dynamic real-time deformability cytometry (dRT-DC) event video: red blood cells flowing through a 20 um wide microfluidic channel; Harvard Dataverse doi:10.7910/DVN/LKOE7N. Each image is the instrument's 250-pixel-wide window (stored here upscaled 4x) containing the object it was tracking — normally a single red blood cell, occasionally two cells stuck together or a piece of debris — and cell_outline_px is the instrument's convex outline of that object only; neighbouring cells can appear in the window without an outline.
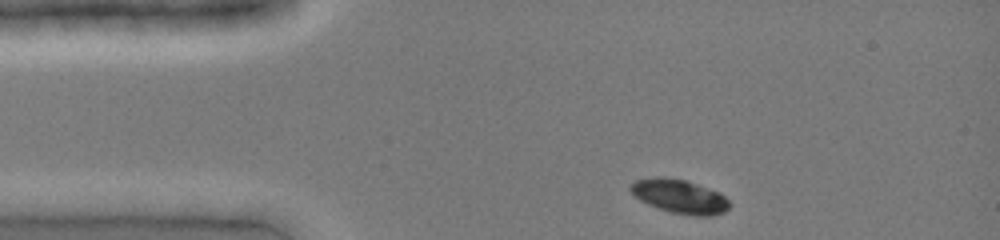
{"species": "common noctule bat (a hibernating species)", "species_latin": "Nyctalus noctula", "temperature_condition": "cold", "stored_images_in_passage": 31, "camera_frame_rate_fps": 3000, "um_per_image_px": 0.085, "animal": {"sex": "female", "body_mass_g": 19.0, "forearm_length_mm": 51.5}, "frame": {"image": 1, "passage_image": 1, "time_ms": 0.0, "image_size_px": [1000, 240], "cell_outline_px": [[732, 204], [724, 212], [712, 216], [692, 216], [672, 212], [648, 204], [640, 200], [628, 188], [636, 180], [656, 176], [664, 176], [684, 180], [720, 192]], "centroid_in_image_um": [57.79, 16.69], "position_along_channel_um": 27.2, "area_um2": 19.48}}
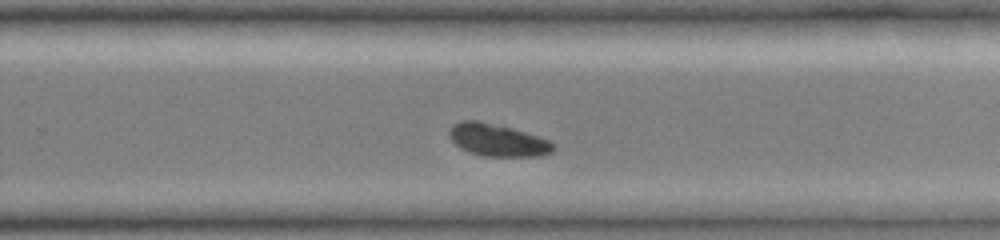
{"frame": {"image": 2, "passage_image": 21, "time_ms": 6.667, "image_size_px": [1000, 240], "cell_outline_px": [[556, 148], [552, 152], [540, 156], [484, 156], [468, 152], [460, 148], [448, 136], [448, 132], [452, 124], [460, 120], [480, 120], [512, 128], [548, 140], [556, 144]], "centroid_in_image_um": [42.26, 11.9], "position_along_channel_um": 287.5, "area_um2": 19.77}}
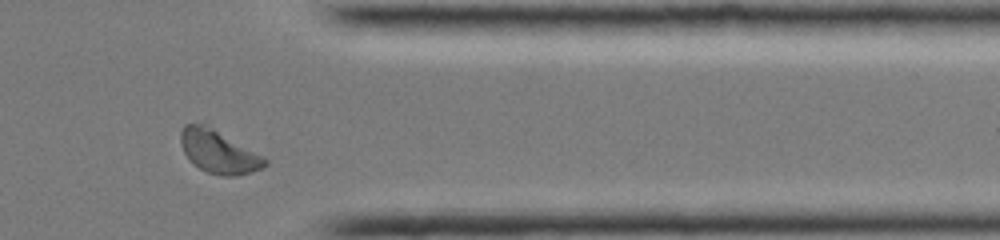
{"frame": {"image": 3, "passage_image": 28, "time_ms": 9.0, "image_size_px": [1000, 240], "cell_outline_px": [[268, 164], [252, 172], [236, 176], [220, 176], [208, 172], [192, 164], [188, 160], [180, 144], [180, 132], [184, 124], [204, 124], [212, 128], [264, 156], [268, 160]], "centroid_in_image_um": [18.56, 12.91], "position_along_channel_um": 392.8, "area_um2": 21.04}}